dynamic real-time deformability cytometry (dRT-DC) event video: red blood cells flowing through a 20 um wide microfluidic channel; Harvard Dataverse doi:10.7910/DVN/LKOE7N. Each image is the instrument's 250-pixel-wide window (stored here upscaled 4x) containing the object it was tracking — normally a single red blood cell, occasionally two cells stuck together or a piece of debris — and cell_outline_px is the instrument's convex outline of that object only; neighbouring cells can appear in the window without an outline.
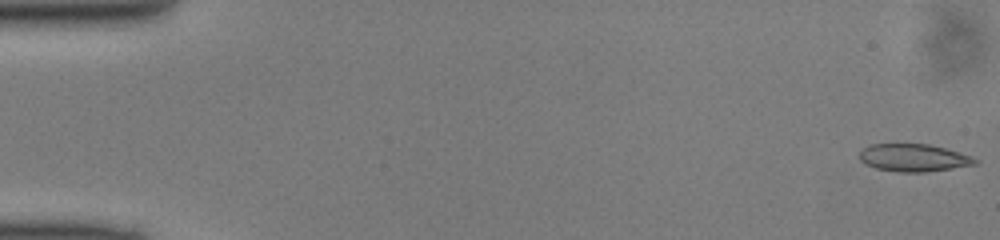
{"species": "common noctule bat (a hibernating species)", "species_latin": "Nyctalus noctula", "temperature_condition": "cold", "stored_images_in_passage": 49, "camera_frame_rate_fps": 3000, "um_per_image_px": 0.085, "animal": {"sex": "male", "body_mass_g": 13.0, "forearm_length_mm": 53.1}, "frame": {"image": 1, "passage_image": 1, "time_ms": 0.0, "image_size_px": [1000, 240], "cell_outline_px": [[980, 160], [976, 164], [952, 168], [924, 172], [896, 172], [876, 168], [864, 164], [860, 160], [860, 152], [868, 144], [928, 144], [960, 152], [972, 156]], "centroid_in_image_um": [77.66, 13.41], "position_along_channel_um": 7.3, "area_um2": 18.61}}
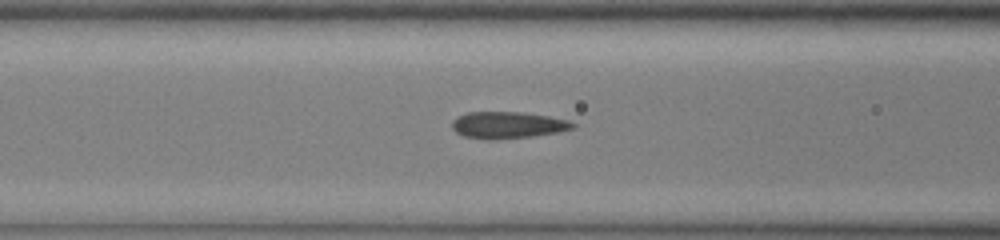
{"frame": {"image": 2, "passage_image": 20, "time_ms": 6.333, "image_size_px": [1000, 240], "cell_outline_px": [[576, 128], [556, 132], [532, 136], [464, 136], [456, 132], [452, 128], [452, 120], [468, 112], [524, 112], [548, 116], [568, 120], [576, 124]], "centroid_in_image_um": [43.23, 10.57], "position_along_channel_um": 123.4, "area_um2": 17.74}}
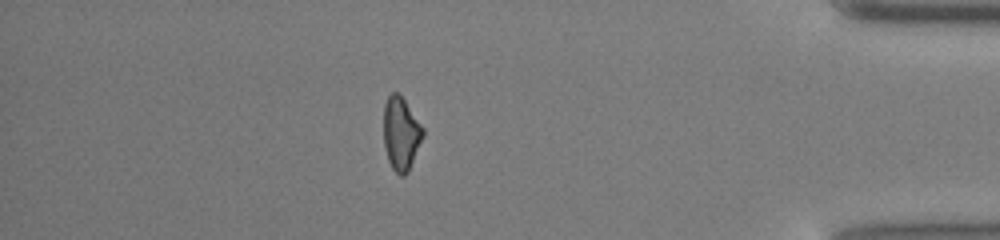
{"frame": {"image": 3, "passage_image": 43, "time_ms": 14.0, "image_size_px": [1000, 240], "cell_outline_px": [[424, 136], [408, 172], [404, 176], [400, 176], [392, 168], [388, 160], [384, 144], [384, 104], [388, 96], [392, 92], [396, 92], [404, 100], [424, 128]], "centroid_in_image_um": [34.09, 11.37], "position_along_channel_um": 401.1, "area_um2": 16.7}}